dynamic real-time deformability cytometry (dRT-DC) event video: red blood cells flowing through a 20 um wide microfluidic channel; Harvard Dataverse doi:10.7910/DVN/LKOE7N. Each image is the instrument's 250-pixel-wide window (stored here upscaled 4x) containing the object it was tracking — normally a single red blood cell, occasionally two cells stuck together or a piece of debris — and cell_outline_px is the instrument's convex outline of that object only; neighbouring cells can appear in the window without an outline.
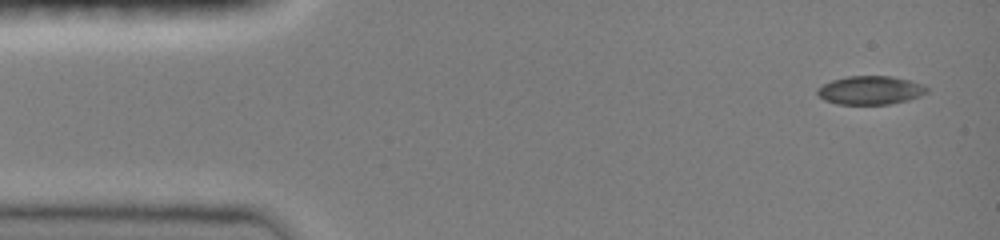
{"species": "common noctule bat (a hibernating species)", "species_latin": "Nyctalus noctula", "temperature_condition": "room temperature", "stored_images_in_passage": 6, "camera_frame_rate_fps": 3000, "um_per_image_px": 0.085, "animal": {"sex": "female", "body_mass_g": 19.0, "forearm_length_mm": 51.5}, "frame": {"image": 1, "passage_image": 1, "time_ms": 0.0, "image_size_px": [1000, 240], "cell_outline_px": [[928, 92], [920, 96], [908, 100], [888, 104], [836, 104], [824, 100], [816, 92], [816, 88], [832, 80], [848, 76], [892, 76], [924, 84], [928, 88]], "centroid_in_image_um": [73.98, 7.67], "position_along_channel_um": 11.0, "area_um2": 18.26}}
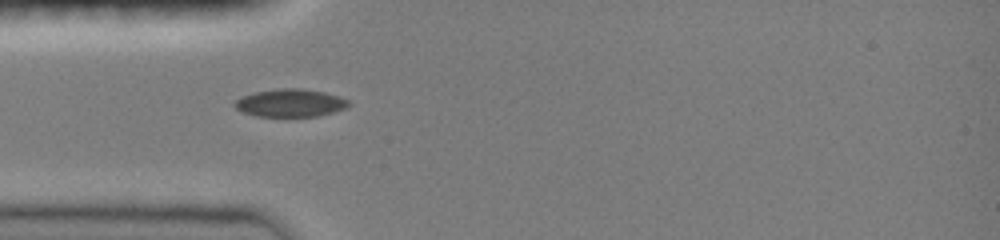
{"frame": {"image": 2, "passage_image": 5, "time_ms": 1.333, "image_size_px": [1000, 240], "cell_outline_px": [[352, 104], [348, 108], [320, 116], [256, 116], [244, 112], [236, 108], [232, 104], [240, 96], [256, 92], [280, 88], [300, 88], [324, 92], [340, 96], [348, 100]], "centroid_in_image_um": [24.72, 8.75], "position_along_channel_um": 60.3, "area_um2": 18.61}}